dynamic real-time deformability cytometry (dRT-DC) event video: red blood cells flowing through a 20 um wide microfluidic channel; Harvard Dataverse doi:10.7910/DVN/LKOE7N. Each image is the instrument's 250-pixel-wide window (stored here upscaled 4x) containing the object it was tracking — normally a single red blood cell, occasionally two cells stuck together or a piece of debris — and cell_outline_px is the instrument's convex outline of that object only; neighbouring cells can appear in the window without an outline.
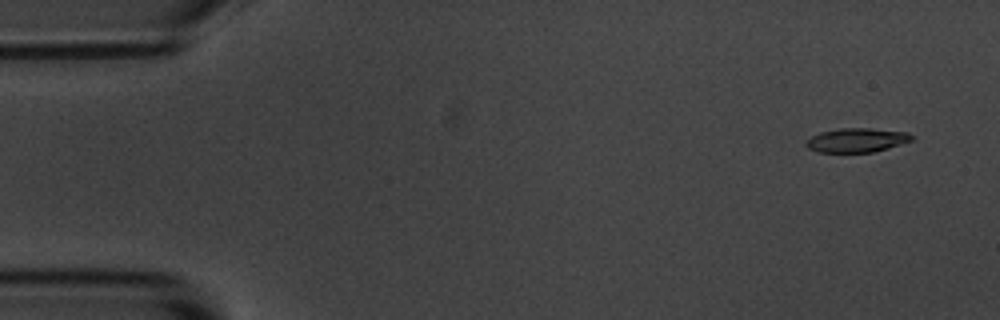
{"species": "common noctule bat (a hibernating species)", "species_latin": "Nyctalus noctula", "temperature_condition": "room temperature", "stored_images_in_passage": 5, "camera_frame_rate_fps": 3000, "um_per_image_px": 0.085, "animal": {"sex": "male", "body_mass_g": 20.1, "forearm_length_mm": 53.5}, "frame": {"image": 1, "passage_image": 1, "time_ms": 0.0, "image_size_px": [1000, 320], "cell_outline_px": [[916, 136], [912, 140], [888, 148], [872, 152], [820, 152], [808, 148], [804, 144], [804, 140], [820, 132], [840, 128], [872, 128], [908, 132]], "centroid_in_image_um": [72.82, 11.9], "position_along_channel_um": 12.2, "area_um2": 14.97}}
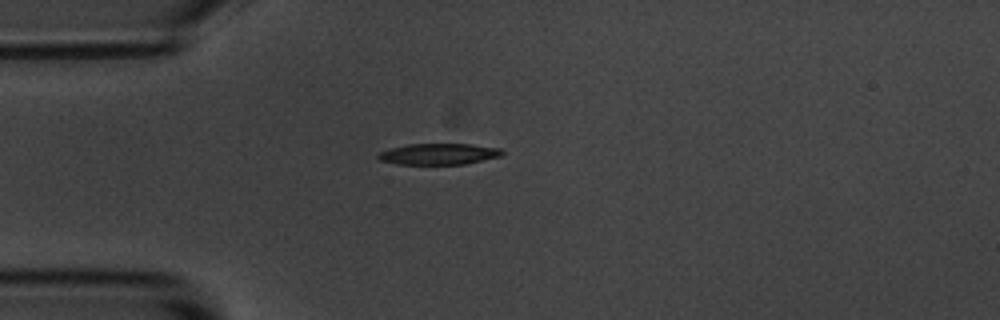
{"frame": {"image": 2, "passage_image": 4, "time_ms": 3.667, "image_size_px": [1000, 320], "cell_outline_px": [[504, 152], [500, 156], [464, 164], [396, 164], [380, 160], [376, 156], [380, 152], [388, 148], [408, 144], [472, 144], [500, 148]], "centroid_in_image_um": [37.26, 13.08], "position_along_channel_um": 47.7, "area_um2": 15.26}}